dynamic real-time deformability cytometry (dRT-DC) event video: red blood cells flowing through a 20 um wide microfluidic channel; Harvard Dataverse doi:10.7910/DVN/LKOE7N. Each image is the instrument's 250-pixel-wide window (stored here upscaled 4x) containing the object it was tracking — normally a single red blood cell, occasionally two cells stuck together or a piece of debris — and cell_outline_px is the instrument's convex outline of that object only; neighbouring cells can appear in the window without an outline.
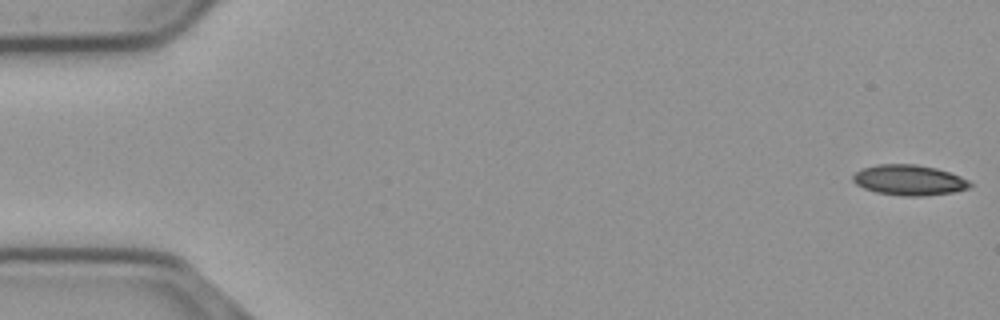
{"species": "common noctule bat (a hibernating species)", "species_latin": "Nyctalus noctula", "temperature_condition": "cold", "stored_images_in_passage": 52, "camera_frame_rate_fps": 3000, "um_per_image_px": 0.085, "animal": {"sex": "male", "body_mass_g": 23.1, "forearm_length_mm": 52.7}, "frame": {"image": 1, "passage_image": 1, "time_ms": 0.0, "image_size_px": [1000, 320], "cell_outline_px": [[972, 184], [968, 188], [952, 192], [920, 196], [904, 196], [876, 192], [864, 188], [856, 184], [852, 180], [852, 176], [860, 168], [876, 164], [916, 164], [936, 168], [960, 176], [968, 180]], "centroid_in_image_um": [77.23, 15.29], "position_along_channel_um": 7.8, "area_um2": 20.69}}
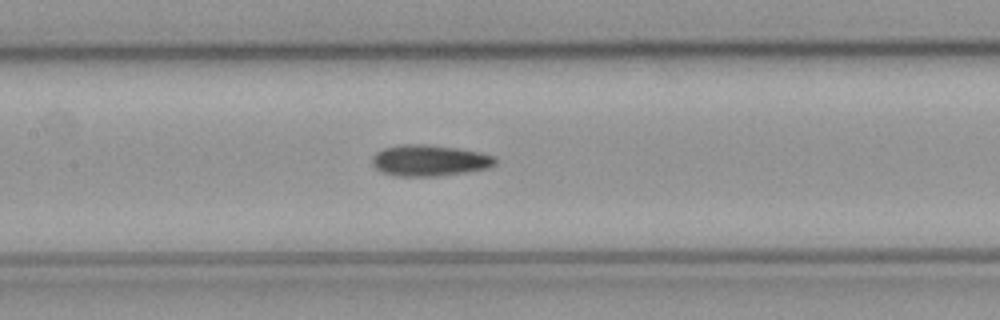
{"frame": {"image": 2, "passage_image": 26, "time_ms": 8.333, "image_size_px": [1000, 320], "cell_outline_px": [[496, 164], [488, 168], [440, 176], [396, 176], [380, 172], [372, 164], [372, 156], [376, 152], [384, 148], [400, 144], [424, 144], [456, 148], [480, 152], [496, 156]], "centroid_in_image_um": [36.49, 13.64], "position_along_channel_um": 170.9, "area_um2": 22.48}}
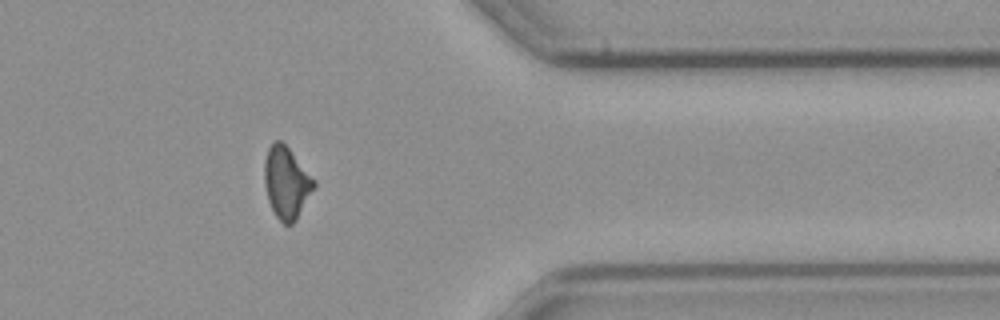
{"frame": {"image": 3, "passage_image": 45, "time_ms": 14.667, "image_size_px": [1000, 320], "cell_outline_px": [[316, 184], [296, 220], [292, 224], [284, 224], [276, 216], [268, 200], [264, 184], [264, 160], [268, 148], [276, 140], [280, 140], [288, 148], [316, 180]], "centroid_in_image_um": [24.34, 15.52], "position_along_channel_um": 387.1, "area_um2": 20.52}}